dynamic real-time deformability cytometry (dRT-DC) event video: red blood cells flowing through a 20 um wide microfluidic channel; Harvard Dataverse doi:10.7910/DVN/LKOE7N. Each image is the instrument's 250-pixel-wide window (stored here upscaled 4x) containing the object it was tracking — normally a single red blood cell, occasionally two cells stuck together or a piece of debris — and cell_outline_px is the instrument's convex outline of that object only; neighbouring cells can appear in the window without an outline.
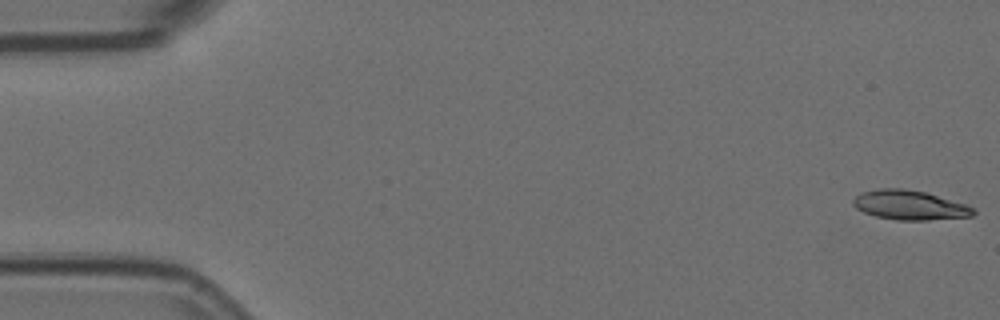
{"species": "Egyptian fruit bat (a non-hibernating species)", "species_latin": "Rousettus aegyptiacus", "temperature_condition": "room temperature", "stored_images_in_passage": 3, "camera_frame_rate_fps": 3000, "um_per_image_px": 0.085, "animal": {"sex": "female"}, "frame": {"image": 1, "passage_image": 1, "time_ms": 0.0, "image_size_px": [1000, 320], "cell_outline_px": [[976, 212], [972, 216], [928, 220], [896, 220], [876, 216], [864, 212], [856, 208], [852, 204], [852, 200], [860, 192], [880, 188], [904, 188], [924, 192], [964, 204], [976, 208]], "centroid_in_image_um": [77.29, 17.43], "position_along_channel_um": 7.7, "area_um2": 20.58}}